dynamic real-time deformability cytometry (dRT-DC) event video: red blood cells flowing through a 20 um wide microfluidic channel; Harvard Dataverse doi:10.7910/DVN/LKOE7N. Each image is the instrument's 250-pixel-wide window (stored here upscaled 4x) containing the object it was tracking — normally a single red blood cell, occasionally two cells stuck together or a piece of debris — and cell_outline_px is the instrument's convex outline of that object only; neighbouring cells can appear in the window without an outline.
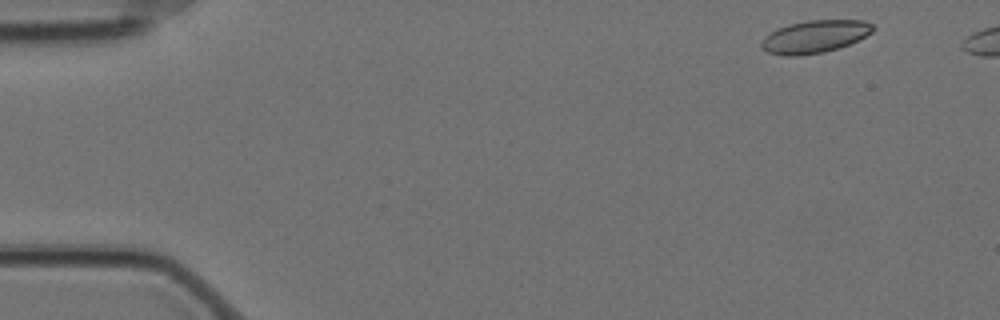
{"species": "Egyptian fruit bat (a non-hibernating species)", "species_latin": "Rousettus aegyptiacus", "temperature_condition": "cold", "stored_images_in_passage": 6, "camera_frame_rate_fps": 3000, "um_per_image_px": 0.085, "animal": {"sex": "female"}, "frame": {"image": 1, "passage_image": 1, "time_ms": 0.0, "image_size_px": [1000, 320], "cell_outline_px": [[876, 28], [872, 32], [848, 44], [824, 52], [800, 56], [784, 56], [768, 52], [760, 44], [764, 36], [788, 24], [808, 20], [864, 20], [872, 24]], "centroid_in_image_um": [69.25, 3.11], "position_along_channel_um": 15.7, "area_um2": 20.98}}
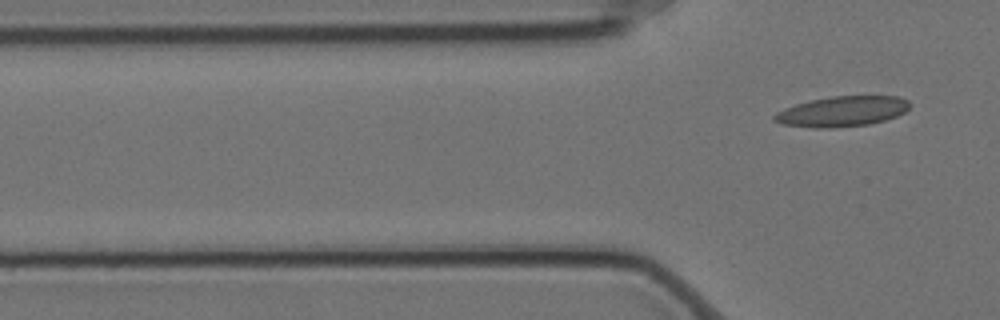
{"frame": {"image": 2, "passage_image": 6, "time_ms": 1.667, "image_size_px": [1000, 320], "cell_outline_px": [[912, 104], [904, 112], [896, 116], [884, 120], [868, 124], [832, 128], [812, 128], [784, 124], [772, 120], [772, 116], [776, 112], [784, 108], [796, 104], [812, 100], [832, 96], [900, 96], [908, 100]], "centroid_in_image_um": [71.58, 9.47], "position_along_channel_um": 54.2, "area_um2": 23.93}}